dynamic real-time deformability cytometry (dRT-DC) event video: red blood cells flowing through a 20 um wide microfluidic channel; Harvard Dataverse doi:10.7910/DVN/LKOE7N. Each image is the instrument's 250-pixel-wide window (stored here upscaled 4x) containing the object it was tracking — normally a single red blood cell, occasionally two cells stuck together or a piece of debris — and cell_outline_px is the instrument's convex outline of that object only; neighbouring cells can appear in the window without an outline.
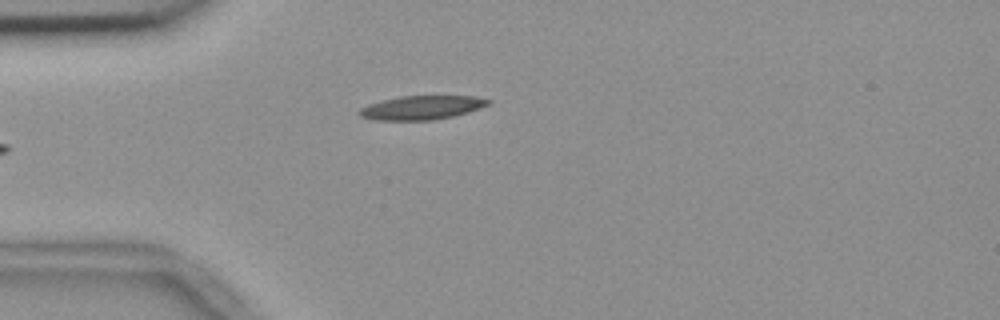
{"species": "common noctule bat (a hibernating species)", "species_latin": "Nyctalus noctula", "temperature_condition": "room temperature", "stored_images_in_passage": 4, "camera_frame_rate_fps": 3000, "um_per_image_px": 0.085, "animal": {"sex": "female", "body_mass_g": 18.4}, "frame": {"image": 1, "passage_image": 4, "time_ms": 1.0, "image_size_px": [1000, 320], "cell_outline_px": [[492, 100], [488, 104], [468, 112], [452, 116], [432, 120], [376, 120], [360, 116], [356, 112], [360, 108], [368, 104], [380, 100], [400, 96], [476, 96]], "centroid_in_image_um": [35.79, 9.14], "position_along_channel_um": 49.2, "area_um2": 17.92}}